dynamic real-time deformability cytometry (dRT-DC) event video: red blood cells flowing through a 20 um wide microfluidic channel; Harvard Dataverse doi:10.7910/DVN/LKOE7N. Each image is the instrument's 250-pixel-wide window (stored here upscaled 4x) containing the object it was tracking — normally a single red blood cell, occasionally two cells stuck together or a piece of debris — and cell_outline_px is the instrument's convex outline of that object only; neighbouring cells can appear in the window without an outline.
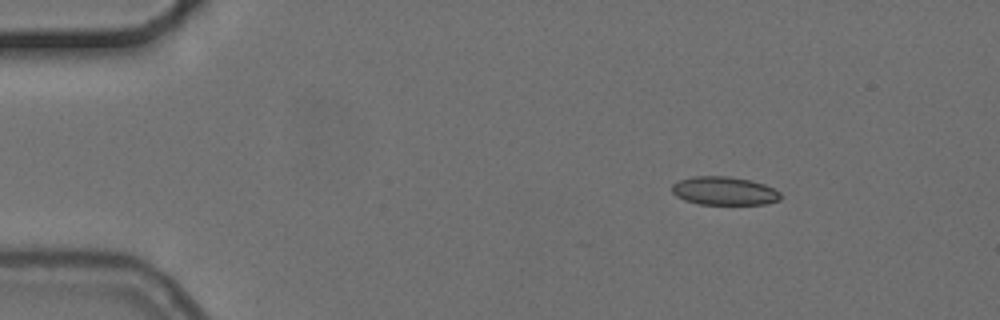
{"species": "common noctule bat (a hibernating species)", "species_latin": "Nyctalus noctula", "temperature_condition": "cold", "stored_images_in_passage": 5, "camera_frame_rate_fps": 3000, "um_per_image_px": 0.085, "animal": {"sex": "female", "body_mass_g": 24.6, "forearm_length_mm": 56.2}, "frame": {"image": 1, "passage_image": 2, "time_ms": 2.0, "image_size_px": [1000, 320], "cell_outline_px": [[780, 200], [768, 204], [700, 204], [684, 200], [676, 196], [672, 192], [672, 184], [680, 180], [692, 176], [728, 176], [752, 180], [764, 184], [780, 192]], "centroid_in_image_um": [61.56, 16.22], "position_along_channel_um": 23.4, "area_um2": 18.03}}
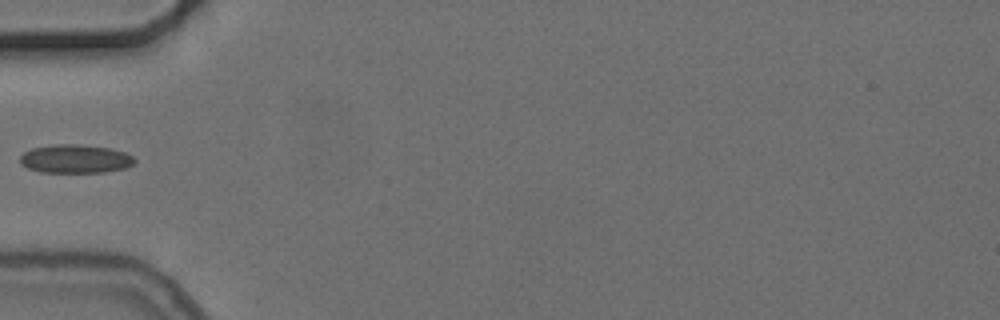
{"frame": {"image": 2, "passage_image": 5, "time_ms": 5.667, "image_size_px": [1000, 320], "cell_outline_px": [[136, 160], [132, 164], [124, 168], [104, 172], [40, 172], [28, 168], [20, 164], [20, 156], [24, 152], [32, 148], [56, 144], [76, 144], [108, 148], [124, 152], [132, 156]], "centroid_in_image_um": [6.36, 13.5], "position_along_channel_um": 78.6, "area_um2": 18.9}}